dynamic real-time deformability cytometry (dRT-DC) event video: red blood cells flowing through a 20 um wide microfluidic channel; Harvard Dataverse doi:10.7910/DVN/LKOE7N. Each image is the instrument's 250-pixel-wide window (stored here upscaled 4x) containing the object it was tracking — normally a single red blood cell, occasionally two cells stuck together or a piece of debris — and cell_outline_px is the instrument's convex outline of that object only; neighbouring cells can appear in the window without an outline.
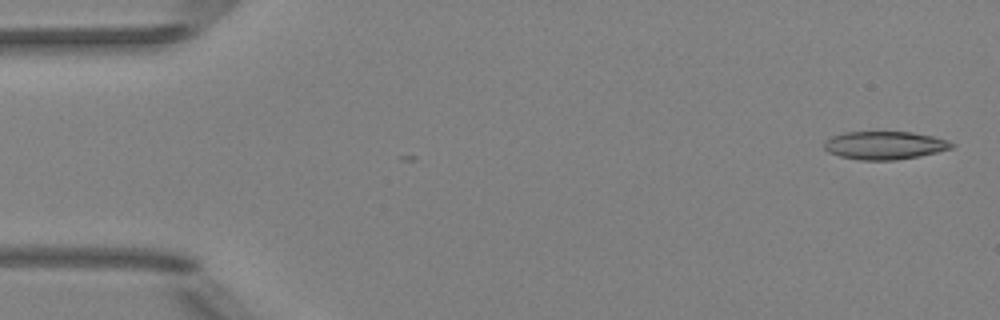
{"species": "Egyptian fruit bat (a non-hibernating species)", "species_latin": "Rousettus aegyptiacus", "temperature_condition": "room temperature", "stored_images_in_passage": 6, "camera_frame_rate_fps": 3000, "um_per_image_px": 0.085, "animal": {"sex": "female"}, "frame": {"image": 1, "passage_image": 1, "time_ms": 0.0, "image_size_px": [1000, 320], "cell_outline_px": [[956, 144], [952, 148], [920, 156], [896, 160], [860, 160], [840, 156], [828, 152], [824, 148], [824, 140], [832, 136], [844, 132], [912, 132], [932, 136], [948, 140]], "centroid_in_image_um": [75.19, 12.35], "position_along_channel_um": 9.8, "area_um2": 20.92}}